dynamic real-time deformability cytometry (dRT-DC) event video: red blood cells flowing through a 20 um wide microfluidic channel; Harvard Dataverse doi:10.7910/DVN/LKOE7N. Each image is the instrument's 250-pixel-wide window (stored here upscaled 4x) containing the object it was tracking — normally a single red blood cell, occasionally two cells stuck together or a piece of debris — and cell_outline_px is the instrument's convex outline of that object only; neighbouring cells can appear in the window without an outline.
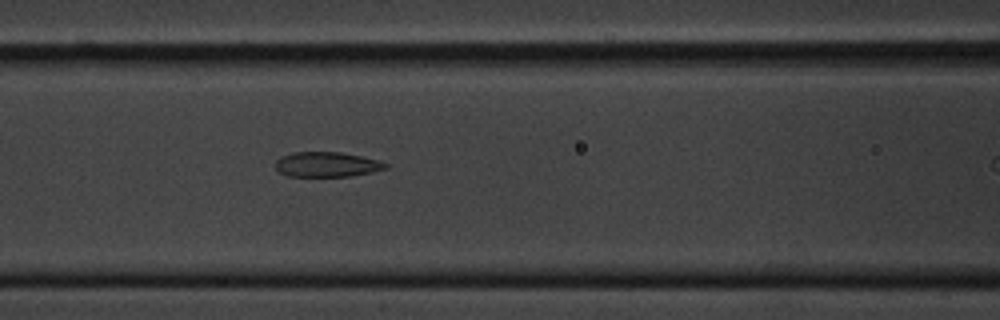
{"species": "common noctule bat (a hibernating species)", "species_latin": "Nyctalus noctula", "temperature_condition": "cold", "stored_images_in_passage": 31, "camera_frame_rate_fps": 3000, "um_per_image_px": 0.085, "animal": {"sex": "male", "body_mass_g": 20.1, "forearm_length_mm": 53.5}, "frame": {"image": 1, "passage_image": 8, "time_ms": 2.333, "image_size_px": [1000, 320], "cell_outline_px": [[388, 168], [372, 172], [348, 176], [288, 176], [280, 172], [276, 168], [276, 160], [280, 156], [292, 152], [340, 152], [360, 156], [376, 160], [388, 164]], "centroid_in_image_um": [27.75, 13.97], "position_along_channel_um": 138.8, "area_um2": 15.9}}
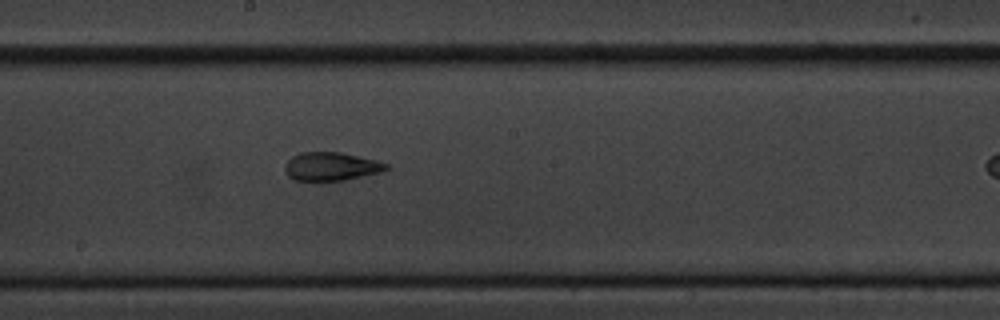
{"frame": {"image": 2, "passage_image": 15, "time_ms": 4.667, "image_size_px": [1000, 320], "cell_outline_px": [[392, 168], [380, 172], [344, 180], [316, 184], [292, 180], [284, 172], [284, 164], [292, 156], [300, 152], [340, 152], [376, 160], [388, 164]], "centroid_in_image_um": [28.08, 14.2], "position_along_channel_um": 220.1, "area_um2": 17.57}}
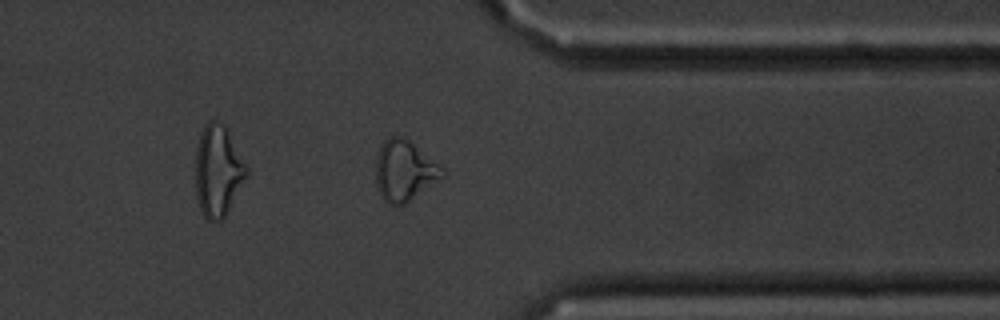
{"frame": {"image": 3, "passage_image": 29, "time_ms": 9.333, "image_size_px": [1000, 320], "cell_outline_px": [[444, 176], [404, 204], [388, 204], [380, 196], [376, 180], [376, 152], [384, 140], [388, 136], [400, 136], [408, 140], [444, 168]], "centroid_in_image_um": [34.34, 14.49], "position_along_channel_um": 377.1, "area_um2": 23.24}}